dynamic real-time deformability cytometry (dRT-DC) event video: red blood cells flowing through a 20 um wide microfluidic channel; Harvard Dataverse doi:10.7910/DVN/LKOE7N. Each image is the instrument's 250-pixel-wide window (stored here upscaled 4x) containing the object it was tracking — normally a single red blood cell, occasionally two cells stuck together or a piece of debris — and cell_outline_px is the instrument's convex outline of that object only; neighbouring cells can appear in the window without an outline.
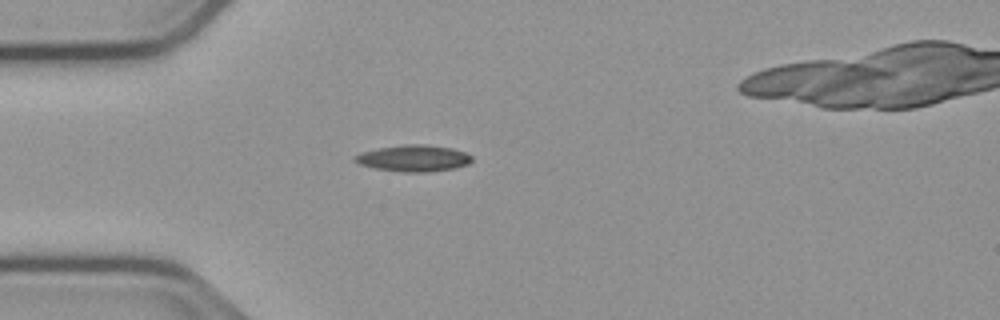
{"species": "common noctule bat (a hibernating species)", "species_latin": "Nyctalus noctula", "temperature_condition": "cold", "stored_images_in_passage": 32, "camera_frame_rate_fps": 3000, "um_per_image_px": 0.085, "animal": {"sex": "male", "body_mass_g": 23.1, "forearm_length_mm": 52.7}, "frame": {"image": 1, "passage_image": 1, "time_ms": 0.0, "image_size_px": [1000, 320], "cell_outline_px": [[472, 160], [468, 164], [456, 168], [424, 172], [404, 172], [376, 168], [360, 164], [352, 160], [352, 156], [360, 152], [380, 148], [404, 144], [424, 144], [452, 148], [464, 152], [472, 156]], "centroid_in_image_um": [35.14, 13.44], "position_along_channel_um": 49.9, "area_um2": 18.03}}
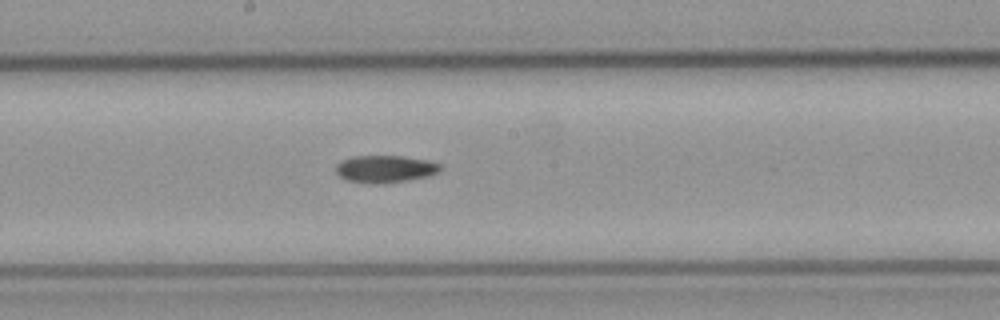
{"frame": {"image": 2, "passage_image": 15, "time_ms": 4.667, "image_size_px": [1000, 320], "cell_outline_px": [[440, 168], [436, 172], [428, 176], [384, 184], [372, 184], [344, 180], [336, 172], [336, 164], [340, 160], [352, 156], [400, 156], [428, 160], [440, 164]], "centroid_in_image_um": [32.66, 14.36], "position_along_channel_um": 215.5, "area_um2": 16.65}}
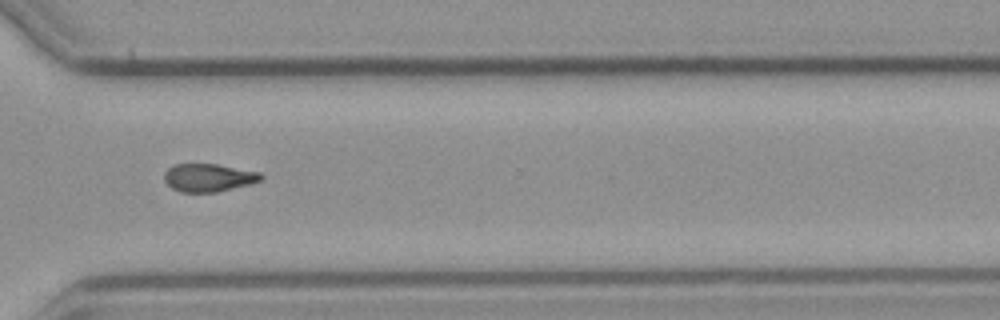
{"frame": {"image": 3, "passage_image": 26, "time_ms": 8.333, "image_size_px": [1000, 320], "cell_outline_px": [[264, 176], [260, 180], [248, 184], [216, 192], [180, 192], [172, 188], [164, 180], [164, 172], [168, 168], [176, 164], [216, 164], [260, 172]], "centroid_in_image_um": [17.7, 15.09], "position_along_channel_um": 352.9, "area_um2": 15.61}, "authors_computed_cell_mechanics": {"area_um2": 16.5308, "velocity_mm_per_s": 3.7586, "shape_relaxation_time_tau1_ms": 10.6134, "shape_relaxation_time_tau2_ms": null, "deformation_change_tau1": 0.1946, "deformation_change_tau2": null}}